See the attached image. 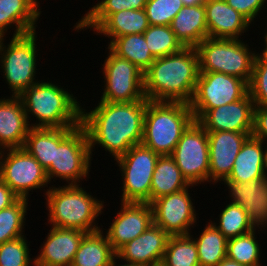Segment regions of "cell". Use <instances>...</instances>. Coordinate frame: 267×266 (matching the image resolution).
Listing matches in <instances>:
<instances>
[{
  "mask_svg": "<svg viewBox=\"0 0 267 266\" xmlns=\"http://www.w3.org/2000/svg\"><path fill=\"white\" fill-rule=\"evenodd\" d=\"M148 101L147 98L130 103L98 101L90 112L83 107L81 124L88 135L91 155L95 145H100L117 159L132 146L141 144Z\"/></svg>",
  "mask_w": 267,
  "mask_h": 266,
  "instance_id": "6da1fadb",
  "label": "cell"
},
{
  "mask_svg": "<svg viewBox=\"0 0 267 266\" xmlns=\"http://www.w3.org/2000/svg\"><path fill=\"white\" fill-rule=\"evenodd\" d=\"M199 73V58L194 47L156 58L144 72L145 97L149 101L189 104Z\"/></svg>",
  "mask_w": 267,
  "mask_h": 266,
  "instance_id": "7a4b0ae2",
  "label": "cell"
},
{
  "mask_svg": "<svg viewBox=\"0 0 267 266\" xmlns=\"http://www.w3.org/2000/svg\"><path fill=\"white\" fill-rule=\"evenodd\" d=\"M60 86V87H59ZM31 127L65 128L81 124L82 106L77 97L50 80H39L26 89L20 96Z\"/></svg>",
  "mask_w": 267,
  "mask_h": 266,
  "instance_id": "3957f363",
  "label": "cell"
},
{
  "mask_svg": "<svg viewBox=\"0 0 267 266\" xmlns=\"http://www.w3.org/2000/svg\"><path fill=\"white\" fill-rule=\"evenodd\" d=\"M54 186H49L44 193L50 226L79 229L86 233L102 229L96 219L103 212L104 200L101 201L86 192L82 184Z\"/></svg>",
  "mask_w": 267,
  "mask_h": 266,
  "instance_id": "277c9868",
  "label": "cell"
},
{
  "mask_svg": "<svg viewBox=\"0 0 267 266\" xmlns=\"http://www.w3.org/2000/svg\"><path fill=\"white\" fill-rule=\"evenodd\" d=\"M194 121L187 103L148 101L141 144L159 155H171Z\"/></svg>",
  "mask_w": 267,
  "mask_h": 266,
  "instance_id": "5b68a950",
  "label": "cell"
},
{
  "mask_svg": "<svg viewBox=\"0 0 267 266\" xmlns=\"http://www.w3.org/2000/svg\"><path fill=\"white\" fill-rule=\"evenodd\" d=\"M243 39L207 37L195 48L199 72H219L250 82L256 57ZM246 43V44H245Z\"/></svg>",
  "mask_w": 267,
  "mask_h": 266,
  "instance_id": "8992f818",
  "label": "cell"
},
{
  "mask_svg": "<svg viewBox=\"0 0 267 266\" xmlns=\"http://www.w3.org/2000/svg\"><path fill=\"white\" fill-rule=\"evenodd\" d=\"M36 31L15 36L5 46L0 38V67L4 80L8 84L11 96H20L26 89L38 81L36 78V59L38 57ZM2 64V65H1Z\"/></svg>",
  "mask_w": 267,
  "mask_h": 266,
  "instance_id": "52a82bcc",
  "label": "cell"
},
{
  "mask_svg": "<svg viewBox=\"0 0 267 266\" xmlns=\"http://www.w3.org/2000/svg\"><path fill=\"white\" fill-rule=\"evenodd\" d=\"M91 156L87 132L80 124L55 147L54 162L46 169L49 183L59 178L65 185H79L89 178Z\"/></svg>",
  "mask_w": 267,
  "mask_h": 266,
  "instance_id": "ba28073f",
  "label": "cell"
},
{
  "mask_svg": "<svg viewBox=\"0 0 267 266\" xmlns=\"http://www.w3.org/2000/svg\"><path fill=\"white\" fill-rule=\"evenodd\" d=\"M159 156L158 153L139 144L114 159L122 173L121 202L150 204L152 176Z\"/></svg>",
  "mask_w": 267,
  "mask_h": 266,
  "instance_id": "9c48e42d",
  "label": "cell"
},
{
  "mask_svg": "<svg viewBox=\"0 0 267 266\" xmlns=\"http://www.w3.org/2000/svg\"><path fill=\"white\" fill-rule=\"evenodd\" d=\"M248 82L219 72H200L189 106L198 121L208 110L244 98Z\"/></svg>",
  "mask_w": 267,
  "mask_h": 266,
  "instance_id": "30bf717a",
  "label": "cell"
},
{
  "mask_svg": "<svg viewBox=\"0 0 267 266\" xmlns=\"http://www.w3.org/2000/svg\"><path fill=\"white\" fill-rule=\"evenodd\" d=\"M103 63L104 88L100 101L107 103H130L146 99L144 72L127 59L114 54L108 47Z\"/></svg>",
  "mask_w": 267,
  "mask_h": 266,
  "instance_id": "8fae6325",
  "label": "cell"
},
{
  "mask_svg": "<svg viewBox=\"0 0 267 266\" xmlns=\"http://www.w3.org/2000/svg\"><path fill=\"white\" fill-rule=\"evenodd\" d=\"M0 179L24 199H29L30 191L50 184L46 170L23 147L0 150Z\"/></svg>",
  "mask_w": 267,
  "mask_h": 266,
  "instance_id": "7c38bea8",
  "label": "cell"
},
{
  "mask_svg": "<svg viewBox=\"0 0 267 266\" xmlns=\"http://www.w3.org/2000/svg\"><path fill=\"white\" fill-rule=\"evenodd\" d=\"M171 156L189 184L209 182L208 135L197 121L182 134Z\"/></svg>",
  "mask_w": 267,
  "mask_h": 266,
  "instance_id": "4fadbf2b",
  "label": "cell"
},
{
  "mask_svg": "<svg viewBox=\"0 0 267 266\" xmlns=\"http://www.w3.org/2000/svg\"><path fill=\"white\" fill-rule=\"evenodd\" d=\"M191 186V187H190ZM189 185L173 194L161 196L150 203L153 224L161 227L169 236L189 235L197 224V215ZM193 225V226H192ZM192 226V227H191Z\"/></svg>",
  "mask_w": 267,
  "mask_h": 266,
  "instance_id": "5bb4252c",
  "label": "cell"
},
{
  "mask_svg": "<svg viewBox=\"0 0 267 266\" xmlns=\"http://www.w3.org/2000/svg\"><path fill=\"white\" fill-rule=\"evenodd\" d=\"M114 217L104 234L115 252L153 224V211L149 203L121 202L120 211Z\"/></svg>",
  "mask_w": 267,
  "mask_h": 266,
  "instance_id": "9a60e30c",
  "label": "cell"
},
{
  "mask_svg": "<svg viewBox=\"0 0 267 266\" xmlns=\"http://www.w3.org/2000/svg\"><path fill=\"white\" fill-rule=\"evenodd\" d=\"M209 143V183L223 184L233 169L234 161L242 144L252 132H207Z\"/></svg>",
  "mask_w": 267,
  "mask_h": 266,
  "instance_id": "2e32d148",
  "label": "cell"
},
{
  "mask_svg": "<svg viewBox=\"0 0 267 266\" xmlns=\"http://www.w3.org/2000/svg\"><path fill=\"white\" fill-rule=\"evenodd\" d=\"M254 107L248 93L240 100L208 110L197 122L207 132H252Z\"/></svg>",
  "mask_w": 267,
  "mask_h": 266,
  "instance_id": "e0dca14e",
  "label": "cell"
},
{
  "mask_svg": "<svg viewBox=\"0 0 267 266\" xmlns=\"http://www.w3.org/2000/svg\"><path fill=\"white\" fill-rule=\"evenodd\" d=\"M169 237L161 227L152 224L141 235L121 247L116 252V258L128 265H160Z\"/></svg>",
  "mask_w": 267,
  "mask_h": 266,
  "instance_id": "ac0fdd59",
  "label": "cell"
},
{
  "mask_svg": "<svg viewBox=\"0 0 267 266\" xmlns=\"http://www.w3.org/2000/svg\"><path fill=\"white\" fill-rule=\"evenodd\" d=\"M87 233L79 229L52 227L41 244L34 266H72L75 254Z\"/></svg>",
  "mask_w": 267,
  "mask_h": 266,
  "instance_id": "d6986e66",
  "label": "cell"
},
{
  "mask_svg": "<svg viewBox=\"0 0 267 266\" xmlns=\"http://www.w3.org/2000/svg\"><path fill=\"white\" fill-rule=\"evenodd\" d=\"M231 202L241 206L255 229L267 228V178L246 183L224 180Z\"/></svg>",
  "mask_w": 267,
  "mask_h": 266,
  "instance_id": "ffe728a7",
  "label": "cell"
},
{
  "mask_svg": "<svg viewBox=\"0 0 267 266\" xmlns=\"http://www.w3.org/2000/svg\"><path fill=\"white\" fill-rule=\"evenodd\" d=\"M30 128L20 97H1L0 150L23 147Z\"/></svg>",
  "mask_w": 267,
  "mask_h": 266,
  "instance_id": "44dd1931",
  "label": "cell"
},
{
  "mask_svg": "<svg viewBox=\"0 0 267 266\" xmlns=\"http://www.w3.org/2000/svg\"><path fill=\"white\" fill-rule=\"evenodd\" d=\"M204 6L210 38L240 39L251 28V23L225 0H207Z\"/></svg>",
  "mask_w": 267,
  "mask_h": 266,
  "instance_id": "7402d4cb",
  "label": "cell"
},
{
  "mask_svg": "<svg viewBox=\"0 0 267 266\" xmlns=\"http://www.w3.org/2000/svg\"><path fill=\"white\" fill-rule=\"evenodd\" d=\"M38 0H0V38L15 25L13 37L36 31L41 15ZM13 24V25H12Z\"/></svg>",
  "mask_w": 267,
  "mask_h": 266,
  "instance_id": "603a6c76",
  "label": "cell"
},
{
  "mask_svg": "<svg viewBox=\"0 0 267 266\" xmlns=\"http://www.w3.org/2000/svg\"><path fill=\"white\" fill-rule=\"evenodd\" d=\"M264 145L262 140L249 136L242 144L233 169L225 180L246 183L264 179Z\"/></svg>",
  "mask_w": 267,
  "mask_h": 266,
  "instance_id": "cb8c5ba5",
  "label": "cell"
},
{
  "mask_svg": "<svg viewBox=\"0 0 267 266\" xmlns=\"http://www.w3.org/2000/svg\"><path fill=\"white\" fill-rule=\"evenodd\" d=\"M171 30L184 47H196L208 37L204 4L183 6L170 24Z\"/></svg>",
  "mask_w": 267,
  "mask_h": 266,
  "instance_id": "d4e9b609",
  "label": "cell"
},
{
  "mask_svg": "<svg viewBox=\"0 0 267 266\" xmlns=\"http://www.w3.org/2000/svg\"><path fill=\"white\" fill-rule=\"evenodd\" d=\"M31 127L23 148L46 170L54 162L55 147L74 129Z\"/></svg>",
  "mask_w": 267,
  "mask_h": 266,
  "instance_id": "484cf974",
  "label": "cell"
},
{
  "mask_svg": "<svg viewBox=\"0 0 267 266\" xmlns=\"http://www.w3.org/2000/svg\"><path fill=\"white\" fill-rule=\"evenodd\" d=\"M104 230L87 233L75 254L72 266H111L116 259Z\"/></svg>",
  "mask_w": 267,
  "mask_h": 266,
  "instance_id": "4316f807",
  "label": "cell"
},
{
  "mask_svg": "<svg viewBox=\"0 0 267 266\" xmlns=\"http://www.w3.org/2000/svg\"><path fill=\"white\" fill-rule=\"evenodd\" d=\"M144 9L122 10L110 14L95 30L96 34L110 38V42L120 36L129 34H143L149 27Z\"/></svg>",
  "mask_w": 267,
  "mask_h": 266,
  "instance_id": "83f0119b",
  "label": "cell"
},
{
  "mask_svg": "<svg viewBox=\"0 0 267 266\" xmlns=\"http://www.w3.org/2000/svg\"><path fill=\"white\" fill-rule=\"evenodd\" d=\"M189 185L174 158L171 155H160L152 176L150 203L161 196L187 188Z\"/></svg>",
  "mask_w": 267,
  "mask_h": 266,
  "instance_id": "f1b7e54d",
  "label": "cell"
},
{
  "mask_svg": "<svg viewBox=\"0 0 267 266\" xmlns=\"http://www.w3.org/2000/svg\"><path fill=\"white\" fill-rule=\"evenodd\" d=\"M108 43V48L114 54L127 59L142 72H145L155 60L147 46L144 34L120 36Z\"/></svg>",
  "mask_w": 267,
  "mask_h": 266,
  "instance_id": "f546056e",
  "label": "cell"
},
{
  "mask_svg": "<svg viewBox=\"0 0 267 266\" xmlns=\"http://www.w3.org/2000/svg\"><path fill=\"white\" fill-rule=\"evenodd\" d=\"M198 238L197 246L200 266H216L226 257L227 238L211 222H207Z\"/></svg>",
  "mask_w": 267,
  "mask_h": 266,
  "instance_id": "4dcf8cb0",
  "label": "cell"
},
{
  "mask_svg": "<svg viewBox=\"0 0 267 266\" xmlns=\"http://www.w3.org/2000/svg\"><path fill=\"white\" fill-rule=\"evenodd\" d=\"M146 3L147 0H101L78 20L73 30L80 32L90 28L94 31L110 14L126 9L141 10Z\"/></svg>",
  "mask_w": 267,
  "mask_h": 266,
  "instance_id": "1f68e13d",
  "label": "cell"
},
{
  "mask_svg": "<svg viewBox=\"0 0 267 266\" xmlns=\"http://www.w3.org/2000/svg\"><path fill=\"white\" fill-rule=\"evenodd\" d=\"M193 235L170 236L162 266H200L196 243Z\"/></svg>",
  "mask_w": 267,
  "mask_h": 266,
  "instance_id": "d6a6232c",
  "label": "cell"
},
{
  "mask_svg": "<svg viewBox=\"0 0 267 266\" xmlns=\"http://www.w3.org/2000/svg\"><path fill=\"white\" fill-rule=\"evenodd\" d=\"M254 229L249 233L227 240L226 257L245 266H261V245Z\"/></svg>",
  "mask_w": 267,
  "mask_h": 266,
  "instance_id": "836d02e7",
  "label": "cell"
},
{
  "mask_svg": "<svg viewBox=\"0 0 267 266\" xmlns=\"http://www.w3.org/2000/svg\"><path fill=\"white\" fill-rule=\"evenodd\" d=\"M29 199L19 198L10 207L0 211V244L25 236L24 227Z\"/></svg>",
  "mask_w": 267,
  "mask_h": 266,
  "instance_id": "e575fe53",
  "label": "cell"
},
{
  "mask_svg": "<svg viewBox=\"0 0 267 266\" xmlns=\"http://www.w3.org/2000/svg\"><path fill=\"white\" fill-rule=\"evenodd\" d=\"M219 223L212 222L227 238L231 239L251 232L255 228L249 222L247 212L239 205L229 202L220 212ZM219 224V225H218Z\"/></svg>",
  "mask_w": 267,
  "mask_h": 266,
  "instance_id": "d590c367",
  "label": "cell"
},
{
  "mask_svg": "<svg viewBox=\"0 0 267 266\" xmlns=\"http://www.w3.org/2000/svg\"><path fill=\"white\" fill-rule=\"evenodd\" d=\"M143 34L155 59L177 53L184 48L170 26L150 25Z\"/></svg>",
  "mask_w": 267,
  "mask_h": 266,
  "instance_id": "8d00e7d4",
  "label": "cell"
},
{
  "mask_svg": "<svg viewBox=\"0 0 267 266\" xmlns=\"http://www.w3.org/2000/svg\"><path fill=\"white\" fill-rule=\"evenodd\" d=\"M29 250L26 236L0 244V266H34Z\"/></svg>",
  "mask_w": 267,
  "mask_h": 266,
  "instance_id": "74e56055",
  "label": "cell"
},
{
  "mask_svg": "<svg viewBox=\"0 0 267 266\" xmlns=\"http://www.w3.org/2000/svg\"><path fill=\"white\" fill-rule=\"evenodd\" d=\"M183 6L182 0H147L144 10L149 25L170 26L173 18Z\"/></svg>",
  "mask_w": 267,
  "mask_h": 266,
  "instance_id": "f35d334b",
  "label": "cell"
},
{
  "mask_svg": "<svg viewBox=\"0 0 267 266\" xmlns=\"http://www.w3.org/2000/svg\"><path fill=\"white\" fill-rule=\"evenodd\" d=\"M249 95L254 106H267V61L256 54L253 72L248 83Z\"/></svg>",
  "mask_w": 267,
  "mask_h": 266,
  "instance_id": "ab89813d",
  "label": "cell"
},
{
  "mask_svg": "<svg viewBox=\"0 0 267 266\" xmlns=\"http://www.w3.org/2000/svg\"><path fill=\"white\" fill-rule=\"evenodd\" d=\"M226 3L242 14L252 25V22L259 16L261 10H265L267 0H225ZM265 6V7H264ZM263 8V9H262ZM255 18V19H254Z\"/></svg>",
  "mask_w": 267,
  "mask_h": 266,
  "instance_id": "60d3db41",
  "label": "cell"
},
{
  "mask_svg": "<svg viewBox=\"0 0 267 266\" xmlns=\"http://www.w3.org/2000/svg\"><path fill=\"white\" fill-rule=\"evenodd\" d=\"M252 136L267 143V106L254 107Z\"/></svg>",
  "mask_w": 267,
  "mask_h": 266,
  "instance_id": "b9f144b4",
  "label": "cell"
},
{
  "mask_svg": "<svg viewBox=\"0 0 267 266\" xmlns=\"http://www.w3.org/2000/svg\"><path fill=\"white\" fill-rule=\"evenodd\" d=\"M19 197L0 179V211L14 204Z\"/></svg>",
  "mask_w": 267,
  "mask_h": 266,
  "instance_id": "7bdbcfd3",
  "label": "cell"
},
{
  "mask_svg": "<svg viewBox=\"0 0 267 266\" xmlns=\"http://www.w3.org/2000/svg\"><path fill=\"white\" fill-rule=\"evenodd\" d=\"M216 266H245V265L239 264L237 261L225 257Z\"/></svg>",
  "mask_w": 267,
  "mask_h": 266,
  "instance_id": "ee69618b",
  "label": "cell"
},
{
  "mask_svg": "<svg viewBox=\"0 0 267 266\" xmlns=\"http://www.w3.org/2000/svg\"><path fill=\"white\" fill-rule=\"evenodd\" d=\"M184 6H195L205 4L207 0H182Z\"/></svg>",
  "mask_w": 267,
  "mask_h": 266,
  "instance_id": "f6af8a7d",
  "label": "cell"
},
{
  "mask_svg": "<svg viewBox=\"0 0 267 266\" xmlns=\"http://www.w3.org/2000/svg\"><path fill=\"white\" fill-rule=\"evenodd\" d=\"M265 152H264V174L265 178H267V143H265Z\"/></svg>",
  "mask_w": 267,
  "mask_h": 266,
  "instance_id": "bcb514c9",
  "label": "cell"
},
{
  "mask_svg": "<svg viewBox=\"0 0 267 266\" xmlns=\"http://www.w3.org/2000/svg\"><path fill=\"white\" fill-rule=\"evenodd\" d=\"M117 258L113 261V263L111 264V266H137V265H128L122 262V264H117Z\"/></svg>",
  "mask_w": 267,
  "mask_h": 266,
  "instance_id": "7dc6e473",
  "label": "cell"
},
{
  "mask_svg": "<svg viewBox=\"0 0 267 266\" xmlns=\"http://www.w3.org/2000/svg\"><path fill=\"white\" fill-rule=\"evenodd\" d=\"M263 49H264L263 51L261 49L262 53H259V54L267 61V46H264Z\"/></svg>",
  "mask_w": 267,
  "mask_h": 266,
  "instance_id": "c3c4849f",
  "label": "cell"
},
{
  "mask_svg": "<svg viewBox=\"0 0 267 266\" xmlns=\"http://www.w3.org/2000/svg\"><path fill=\"white\" fill-rule=\"evenodd\" d=\"M265 29H267V28H265ZM264 46H267V30H266V33H265V36H264Z\"/></svg>",
  "mask_w": 267,
  "mask_h": 266,
  "instance_id": "681fc988",
  "label": "cell"
}]
</instances>
